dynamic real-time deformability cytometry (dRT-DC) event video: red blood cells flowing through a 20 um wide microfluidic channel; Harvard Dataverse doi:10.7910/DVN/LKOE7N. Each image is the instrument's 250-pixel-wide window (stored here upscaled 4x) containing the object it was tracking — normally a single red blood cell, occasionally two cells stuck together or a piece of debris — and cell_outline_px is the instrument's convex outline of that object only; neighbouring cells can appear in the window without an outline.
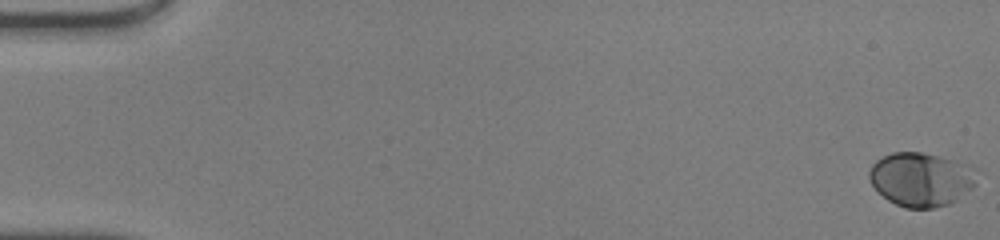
{"species": "human", "species_latin": "Homo sapiens", "temperature_condition": "warm", "stored_images_in_passage": 50, "camera_frame_rate_fps": 3000, "um_per_image_px": 0.085, "donor": {"sex": "male"}, "frame": {"image": 1, "passage_image": 1, "time_ms": 0.0, "image_size_px": [1000, 240], "cell_outline_px": [[984, 172], [976, 184], [972, 188], [956, 200], [948, 204], [932, 208], [904, 208], [888, 200], [872, 184], [868, 176], [868, 172], [872, 164], [876, 160], [892, 152], [920, 152], [936, 156], [980, 168]], "centroid_in_image_um": [78.37, 15.24], "position_along_channel_um": 6.6, "area_um2": 34.1}}
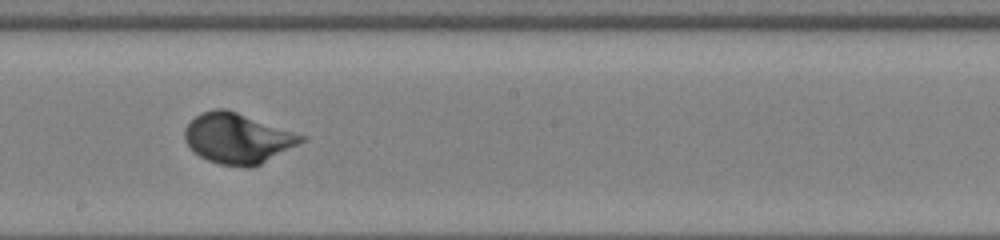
{"frame": {"image": 2, "passage_image": 29, "time_ms": 9.333, "image_size_px": [1000, 240], "cell_outline_px": [[308, 140], [252, 168], [248, 168], [220, 164], [208, 160], [200, 156], [184, 140], [184, 128], [200, 112], [216, 108], [224, 108], [308, 136]], "centroid_in_image_um": [20.23, 11.76], "position_along_channel_um": 228.0, "area_um2": 34.16}}
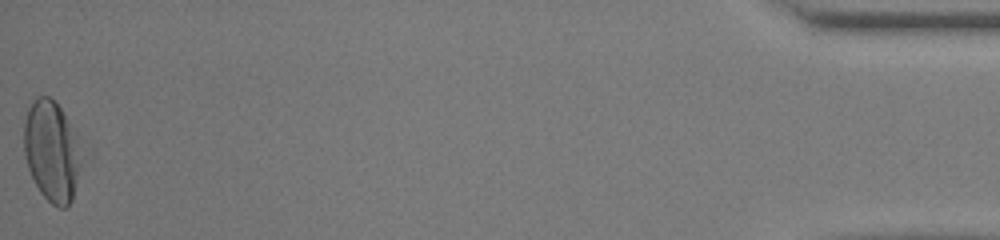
{"frame": {"image": 3, "passage_image": 50, "time_ms": 16.333, "image_size_px": [1000, 240], "cell_outline_px": [[80, 164], [72, 200], [68, 208], [60, 208], [52, 204], [40, 192], [28, 168], [24, 152], [24, 120], [28, 108], [32, 100], [36, 96], [48, 96], [60, 108], [76, 132], [80, 160]], "centroid_in_image_um": [4.37, 12.84], "position_along_channel_um": 430.8, "area_um2": 33.35}, "authors_computed_cell_mechanics": {"area_um2": 32.1657, "velocity_mm_per_s": 4.2503, "shape_relaxation_time_tau1_ms": 2.4042, "shape_relaxation_time_tau2_ms": null, "deformation_change_tau1": 0.1526, "deformation_change_tau2": null}}